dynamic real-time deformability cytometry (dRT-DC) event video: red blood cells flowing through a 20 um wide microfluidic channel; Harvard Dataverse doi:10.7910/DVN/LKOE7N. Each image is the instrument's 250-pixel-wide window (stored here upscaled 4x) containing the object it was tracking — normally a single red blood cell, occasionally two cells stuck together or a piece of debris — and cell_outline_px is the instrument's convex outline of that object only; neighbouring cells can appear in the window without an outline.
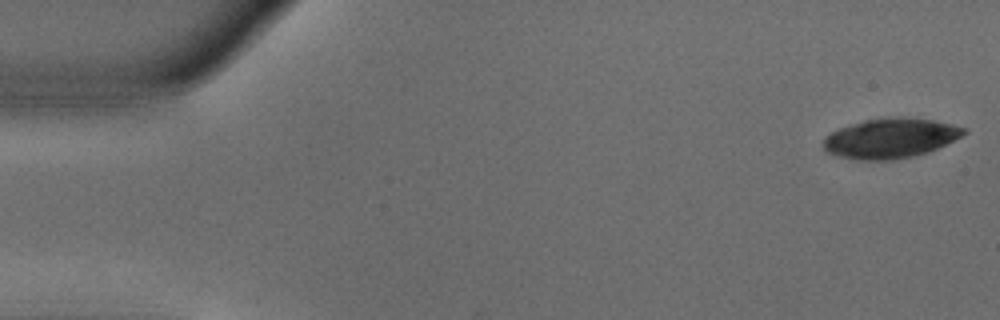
{"species": "common noctule bat (a hibernating species)", "species_latin": "Nyctalus noctula", "temperature_condition": "warm", "stored_images_in_passage": 52, "camera_frame_rate_fps": 3000, "um_per_image_px": 0.085, "animal": {"sex": "male", "body_mass_g": 18.8}, "frame": {"image": 1, "passage_image": 1, "time_ms": 0.0, "image_size_px": [1000, 320], "cell_outline_px": [[968, 132], [928, 152], [912, 156], [892, 160], [856, 160], [836, 156], [828, 152], [824, 148], [824, 140], [832, 132], [840, 128], [864, 120], [900, 116], [932, 120], [952, 124], [968, 128]], "centroid_in_image_um": [75.69, 11.75], "position_along_channel_um": 9.3, "area_um2": 32.31}}
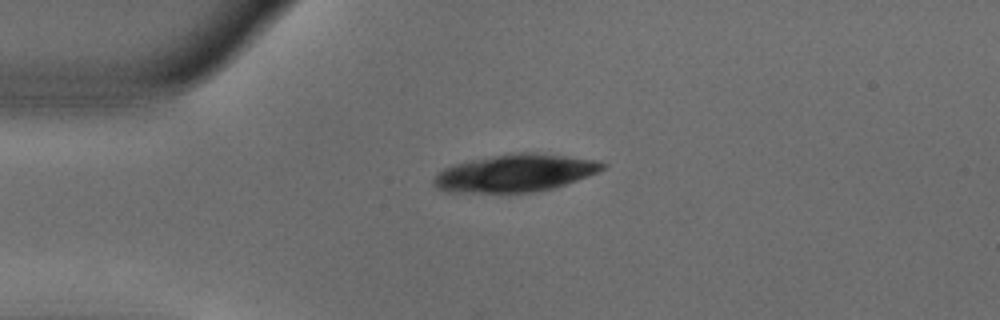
{"frame": {"image": 2, "passage_image": 12, "time_ms": 3.667, "image_size_px": [1000, 320], "cell_outline_px": [[608, 164], [604, 168], [588, 176], [552, 188], [536, 192], [448, 192], [436, 188], [432, 184], [432, 180], [444, 168], [456, 164], [472, 160], [492, 156], [520, 152], [532, 152], [568, 156], [600, 160]], "centroid_in_image_um": [43.81, 14.71], "position_along_channel_um": 41.2, "area_um2": 36.59}}